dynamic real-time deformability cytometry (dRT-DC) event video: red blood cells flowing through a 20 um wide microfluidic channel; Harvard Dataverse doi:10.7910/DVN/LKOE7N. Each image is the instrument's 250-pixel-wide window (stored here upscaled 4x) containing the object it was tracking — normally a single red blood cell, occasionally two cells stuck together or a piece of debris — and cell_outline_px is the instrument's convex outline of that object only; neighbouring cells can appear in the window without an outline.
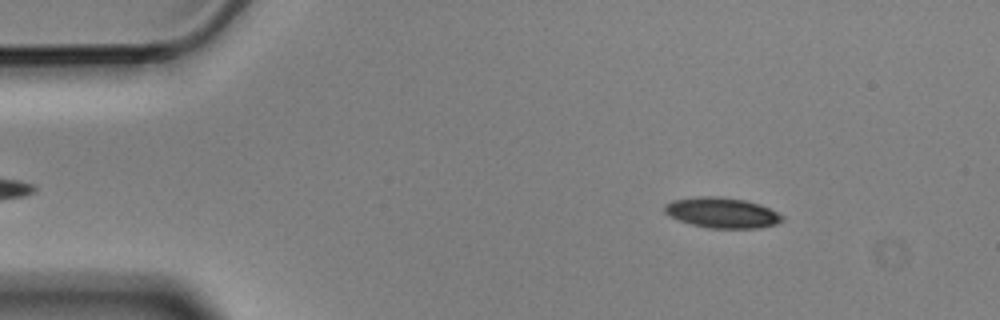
{"species": "Egyptian fruit bat (a non-hibernating species)", "species_latin": "Rousettus aegyptiacus", "temperature_condition": "cold", "stored_images_in_passage": 4, "camera_frame_rate_fps": 3000, "um_per_image_px": 0.085, "animal": {"sex": "male"}, "frame": {"image": 1, "passage_image": 2, "time_ms": 0.333, "image_size_px": [1000, 320], "cell_outline_px": [[784, 220], [776, 224], [760, 228], [708, 228], [692, 224], [668, 216], [664, 212], [664, 204], [672, 200], [696, 196], [716, 196], [744, 200], [760, 204], [784, 216]], "centroid_in_image_um": [61.35, 18.08], "position_along_channel_um": 23.7, "area_um2": 20.92}}
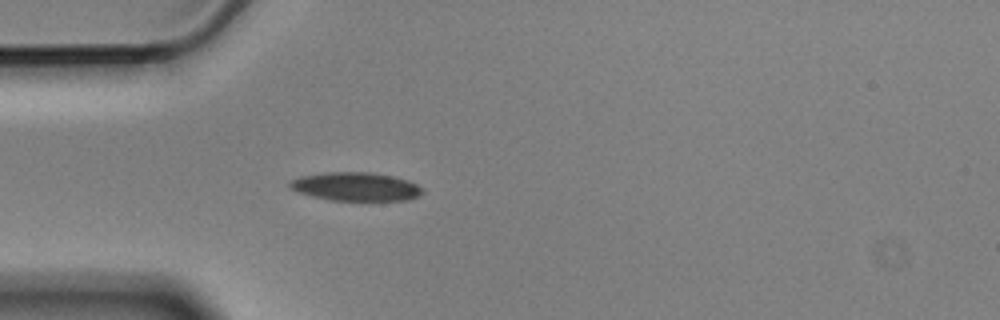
{"frame": {"image": 2, "passage_image": 4, "time_ms": 1.0, "image_size_px": [1000, 320], "cell_outline_px": [[424, 192], [408, 200], [332, 200], [312, 196], [300, 192], [292, 188], [288, 184], [292, 180], [300, 176], [324, 172], [372, 172], [396, 176], [408, 180], [424, 188]], "centroid_in_image_um": [30.29, 15.84], "position_along_channel_um": 54.7, "area_um2": 22.02}}